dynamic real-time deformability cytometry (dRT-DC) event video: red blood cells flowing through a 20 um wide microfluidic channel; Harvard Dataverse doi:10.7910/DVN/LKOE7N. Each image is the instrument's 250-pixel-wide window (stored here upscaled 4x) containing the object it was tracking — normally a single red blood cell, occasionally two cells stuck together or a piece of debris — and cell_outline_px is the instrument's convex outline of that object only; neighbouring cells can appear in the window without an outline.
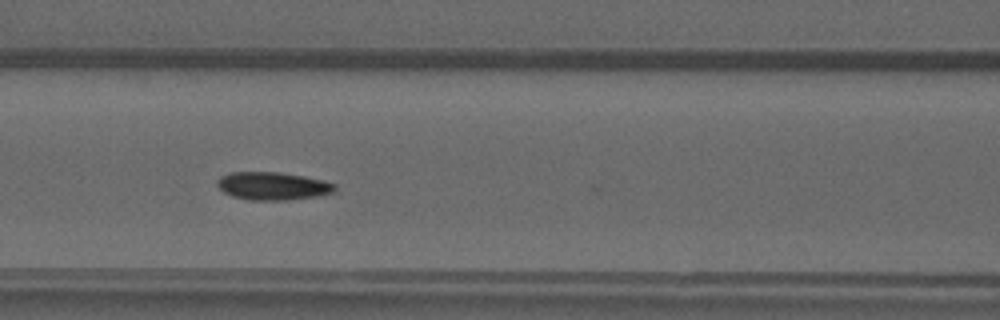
{"species": "common noctule bat (a hibernating species)", "species_latin": "Nyctalus noctula", "temperature_condition": "warm", "stored_images_in_passage": 41, "camera_frame_rate_fps": 3000, "um_per_image_px": 0.085, "animal": {"sex": "male", "forearm_length_mm": 52.5}, "frame": {"image": 1, "passage_image": 20, "time_ms": 6.333, "image_size_px": [1000, 320], "cell_outline_px": [[336, 188], [332, 192], [320, 196], [288, 200], [252, 200], [232, 196], [224, 192], [216, 184], [216, 180], [220, 176], [232, 172], [280, 172], [304, 176], [324, 180], [336, 184]], "centroid_in_image_um": [23.19, 15.8], "position_along_channel_um": 143.4, "area_um2": 19.25}}
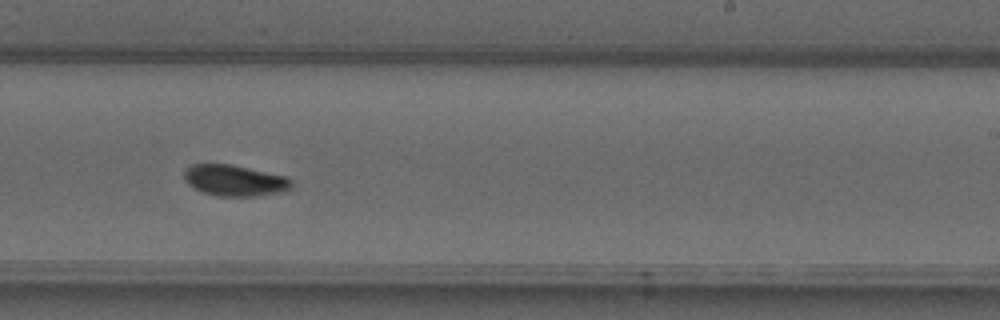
{"frame": {"image": 2, "passage_image": 29, "time_ms": 9.333, "image_size_px": [1000, 320], "cell_outline_px": [[292, 188], [284, 192], [256, 196], [216, 196], [204, 192], [188, 184], [184, 180], [184, 168], [192, 164], [232, 164], [288, 176], [292, 180]], "centroid_in_image_um": [19.98, 15.33], "position_along_channel_um": 269.0, "area_um2": 19.77}}
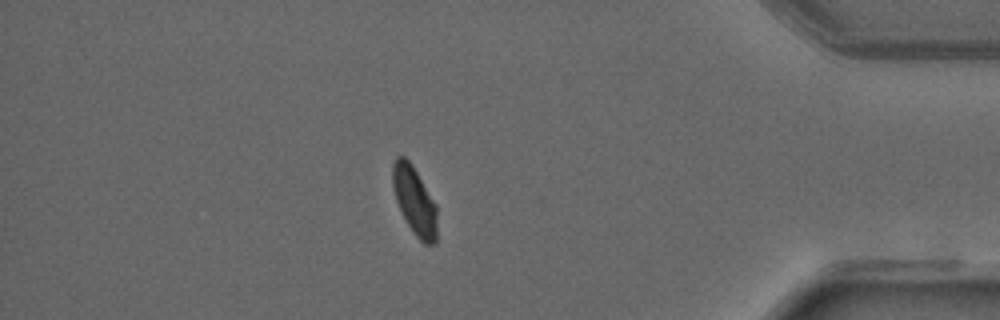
{"frame": {"image": 3, "passage_image": 41, "time_ms": 13.333, "image_size_px": [1000, 320], "cell_outline_px": [[436, 244], [424, 244], [412, 232], [396, 200], [392, 184], [392, 164], [396, 156], [404, 156], [412, 164], [436, 204]], "centroid_in_image_um": [35.23, 17.04], "position_along_channel_um": 400.0, "area_um2": 17.51}}